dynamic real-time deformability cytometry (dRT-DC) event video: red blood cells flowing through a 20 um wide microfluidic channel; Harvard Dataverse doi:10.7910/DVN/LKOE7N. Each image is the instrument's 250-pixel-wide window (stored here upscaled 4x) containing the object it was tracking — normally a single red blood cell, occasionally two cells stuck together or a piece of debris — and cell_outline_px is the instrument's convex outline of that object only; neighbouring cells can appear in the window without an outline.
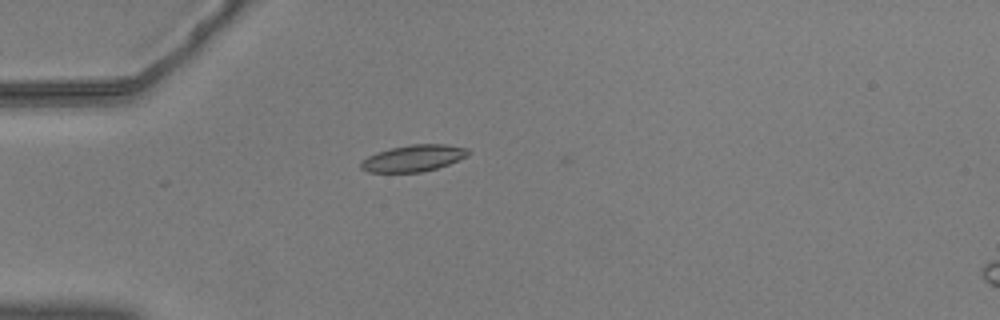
{"species": "common noctule bat (a hibernating species)", "species_latin": "Nyctalus noctula", "temperature_condition": "warm", "stored_images_in_passage": 2, "camera_frame_rate_fps": 3000, "um_per_image_px": 0.085, "animal": {"sex": "male", "body_mass_g": 20.5, "forearm_length_mm": 52.5}, "frame": {"image": 1, "passage_image": 1, "time_ms": 0.0, "image_size_px": [1000, 320], "cell_outline_px": [[472, 152], [468, 156], [448, 164], [424, 172], [368, 172], [360, 168], [360, 160], [376, 152], [392, 148], [412, 144], [448, 144], [468, 148]], "centroid_in_image_um": [35.16, 13.44], "position_along_channel_um": 49.8, "area_um2": 16.76}}